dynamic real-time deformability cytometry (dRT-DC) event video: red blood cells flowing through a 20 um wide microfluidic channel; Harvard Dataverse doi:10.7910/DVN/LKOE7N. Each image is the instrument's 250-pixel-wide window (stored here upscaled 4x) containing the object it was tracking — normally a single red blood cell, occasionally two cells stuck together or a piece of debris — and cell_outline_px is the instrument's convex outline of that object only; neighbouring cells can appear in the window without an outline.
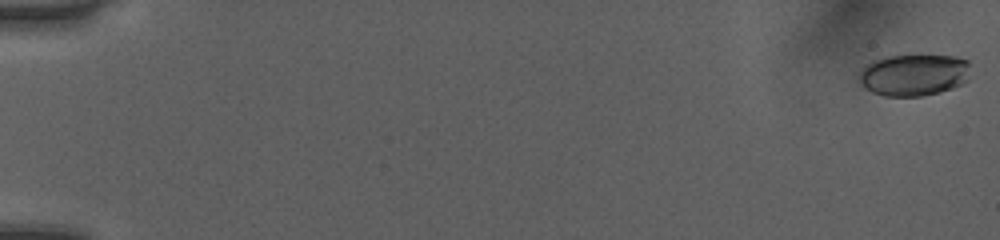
{"species": "human", "species_latin": "Homo sapiens", "temperature_condition": "room temperature", "stored_images_in_passage": 52, "camera_frame_rate_fps": 3000, "um_per_image_px": 0.085, "donor": {"sex": "female"}, "frame": {"image": 1, "passage_image": 1, "time_ms": 0.0, "image_size_px": [1000, 240], "cell_outline_px": [[968, 80], [952, 88], [940, 92], [924, 96], [884, 96], [872, 92], [864, 88], [860, 84], [860, 72], [872, 60], [884, 56], [956, 56], [968, 60]], "centroid_in_image_um": [77.66, 6.38], "position_along_channel_um": 7.3, "area_um2": 27.05}}
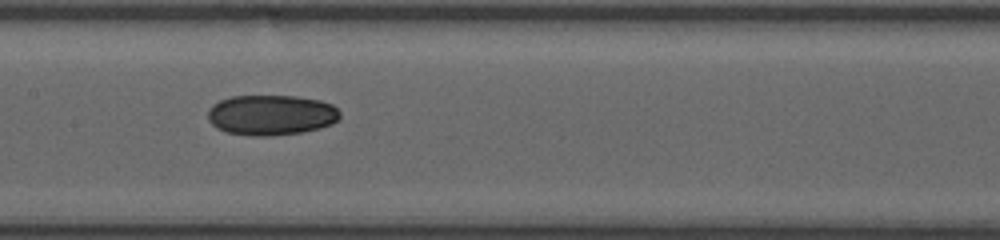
{"frame": {"image": 2, "passage_image": 28, "time_ms": 9.0, "image_size_px": [1000, 240], "cell_outline_px": [[340, 116], [332, 124], [320, 128], [300, 132], [272, 136], [252, 136], [228, 132], [216, 128], [208, 120], [208, 108], [212, 104], [220, 100], [232, 96], [296, 96], [320, 100], [332, 104], [340, 112]], "centroid_in_image_um": [23.03, 9.77], "position_along_channel_um": 184.4, "area_um2": 31.15}}
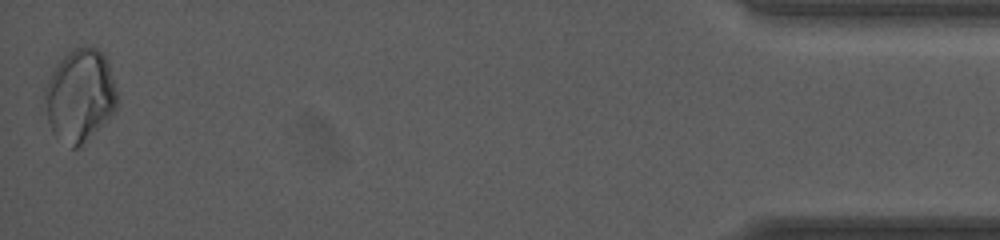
{"frame": {"image": 3, "passage_image": 52, "time_ms": 17.0, "image_size_px": [1000, 240], "cell_outline_px": [[116, 108], [76, 148], [72, 148], [52, 132], [48, 120], [44, 96], [44, 88], [56, 64], [72, 48], [88, 44], [96, 48], [104, 56], [108, 64], [116, 92]], "centroid_in_image_um": [6.75, 8.04], "position_along_channel_um": 428.5, "area_um2": 37.97}, "authors_computed_cell_mechanics": {"area_um2": 30.2294, "velocity_mm_per_s": 4.0753, "shape_relaxation_time_tau1_ms": null, "shape_relaxation_time_tau2_ms": 3.3722, "deformation_change_tau1": null, "deformation_change_tau2": 0.0543}}